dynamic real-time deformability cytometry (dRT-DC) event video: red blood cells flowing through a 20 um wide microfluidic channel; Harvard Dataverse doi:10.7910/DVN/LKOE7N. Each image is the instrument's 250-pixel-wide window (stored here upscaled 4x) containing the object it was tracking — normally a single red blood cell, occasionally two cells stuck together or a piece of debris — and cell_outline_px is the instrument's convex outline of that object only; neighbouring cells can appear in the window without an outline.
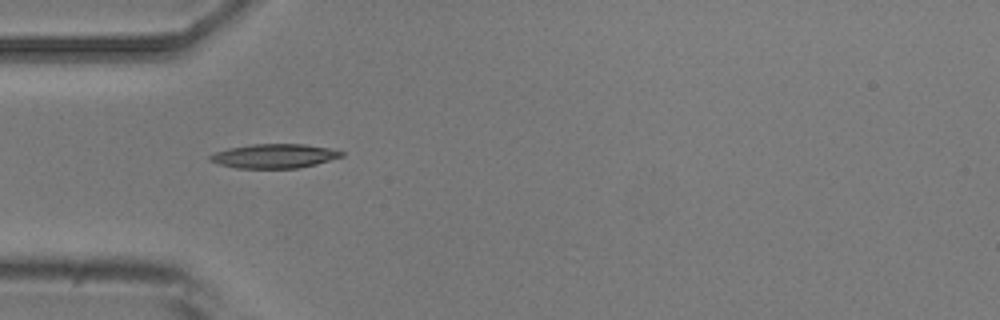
{"species": "common noctule bat (a hibernating species)", "species_latin": "Nyctalus noctula", "temperature_condition": "room temperature", "stored_images_in_passage": 5, "camera_frame_rate_fps": 3000, "um_per_image_px": 0.085, "animal": {"sex": "male", "body_mass_g": 20.5, "forearm_length_mm": 52.5}, "frame": {"image": 1, "passage_image": 4, "time_ms": 4.667, "image_size_px": [1000, 320], "cell_outline_px": [[344, 156], [316, 164], [296, 168], [236, 168], [220, 164], [208, 160], [208, 156], [216, 152], [228, 148], [252, 144], [304, 144], [332, 148], [344, 152]], "centroid_in_image_um": [23.33, 13.25], "position_along_channel_um": 61.7, "area_um2": 18.55}}
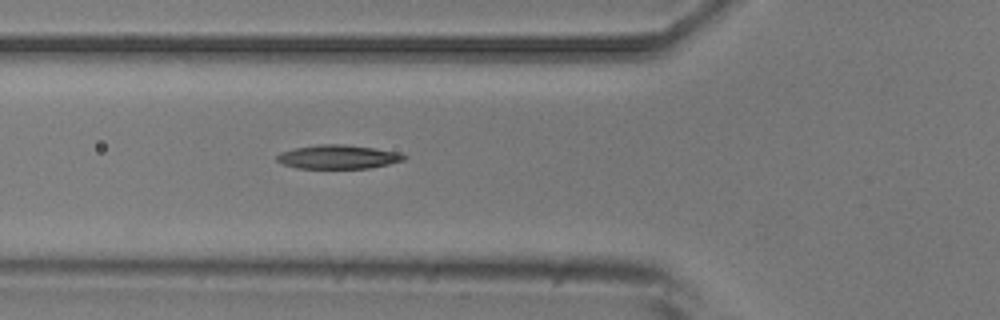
{"frame": {"image": 2, "passage_image": 5, "time_ms": 5.667, "image_size_px": [1000, 320], "cell_outline_px": [[408, 156], [404, 160], [388, 164], [368, 168], [296, 168], [284, 164], [276, 160], [276, 156], [280, 152], [292, 148], [320, 144], [344, 144], [400, 152]], "centroid_in_image_um": [28.72, 13.33], "position_along_channel_um": 97.1, "area_um2": 17.69}}